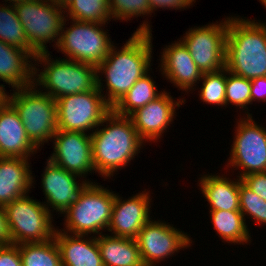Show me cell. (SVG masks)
Masks as SVG:
<instances>
[{"label":"cell","mask_w":266,"mask_h":266,"mask_svg":"<svg viewBox=\"0 0 266 266\" xmlns=\"http://www.w3.org/2000/svg\"><path fill=\"white\" fill-rule=\"evenodd\" d=\"M147 21L131 35L121 50L112 45L105 60L96 67L97 77L105 75V101L113 107L145 74L152 69V33ZM99 73V74H98Z\"/></svg>","instance_id":"obj_1"},{"label":"cell","mask_w":266,"mask_h":266,"mask_svg":"<svg viewBox=\"0 0 266 266\" xmlns=\"http://www.w3.org/2000/svg\"><path fill=\"white\" fill-rule=\"evenodd\" d=\"M106 123V126L105 124ZM91 134L92 160L95 173L113 177L119 169L128 165L140 153L144 141L138 135L130 117L116 114L111 110Z\"/></svg>","instance_id":"obj_2"},{"label":"cell","mask_w":266,"mask_h":266,"mask_svg":"<svg viewBox=\"0 0 266 266\" xmlns=\"http://www.w3.org/2000/svg\"><path fill=\"white\" fill-rule=\"evenodd\" d=\"M228 17L225 68L238 76H266V23Z\"/></svg>","instance_id":"obj_3"},{"label":"cell","mask_w":266,"mask_h":266,"mask_svg":"<svg viewBox=\"0 0 266 266\" xmlns=\"http://www.w3.org/2000/svg\"><path fill=\"white\" fill-rule=\"evenodd\" d=\"M34 61L44 64L42 72L34 67V85L36 88L42 86L45 89L43 93L54 100L66 95L90 92L97 86L96 66L92 64L69 60L67 56L66 59L52 60L49 52L38 53Z\"/></svg>","instance_id":"obj_4"},{"label":"cell","mask_w":266,"mask_h":266,"mask_svg":"<svg viewBox=\"0 0 266 266\" xmlns=\"http://www.w3.org/2000/svg\"><path fill=\"white\" fill-rule=\"evenodd\" d=\"M114 200L113 191L90 180L78 198L63 213L66 226L61 231L72 235H100L103 230L108 229Z\"/></svg>","instance_id":"obj_5"},{"label":"cell","mask_w":266,"mask_h":266,"mask_svg":"<svg viewBox=\"0 0 266 266\" xmlns=\"http://www.w3.org/2000/svg\"><path fill=\"white\" fill-rule=\"evenodd\" d=\"M13 91L7 101L18 112L30 141L40 149L57 132L56 100L36 90L35 85Z\"/></svg>","instance_id":"obj_6"},{"label":"cell","mask_w":266,"mask_h":266,"mask_svg":"<svg viewBox=\"0 0 266 266\" xmlns=\"http://www.w3.org/2000/svg\"><path fill=\"white\" fill-rule=\"evenodd\" d=\"M27 195L4 206L12 244L45 242L55 235L51 210Z\"/></svg>","instance_id":"obj_7"},{"label":"cell","mask_w":266,"mask_h":266,"mask_svg":"<svg viewBox=\"0 0 266 266\" xmlns=\"http://www.w3.org/2000/svg\"><path fill=\"white\" fill-rule=\"evenodd\" d=\"M101 80L97 77V86L90 92L66 95L56 100L57 129L86 133L100 126L112 110L102 94Z\"/></svg>","instance_id":"obj_8"},{"label":"cell","mask_w":266,"mask_h":266,"mask_svg":"<svg viewBox=\"0 0 266 266\" xmlns=\"http://www.w3.org/2000/svg\"><path fill=\"white\" fill-rule=\"evenodd\" d=\"M66 21L68 18L63 21L60 40L56 47L63 52L62 54L67 55L69 60L97 67L105 60L114 44L111 43L108 32L102 29L106 23H89L71 19L72 25L66 28L64 27Z\"/></svg>","instance_id":"obj_9"},{"label":"cell","mask_w":266,"mask_h":266,"mask_svg":"<svg viewBox=\"0 0 266 266\" xmlns=\"http://www.w3.org/2000/svg\"><path fill=\"white\" fill-rule=\"evenodd\" d=\"M13 5L27 40L37 53L48 52L46 44L49 41H54L55 47L58 45L65 19L63 7L51 0L23 1Z\"/></svg>","instance_id":"obj_10"},{"label":"cell","mask_w":266,"mask_h":266,"mask_svg":"<svg viewBox=\"0 0 266 266\" xmlns=\"http://www.w3.org/2000/svg\"><path fill=\"white\" fill-rule=\"evenodd\" d=\"M248 111L245 112L247 118L237 121L227 163L228 168L243 169L240 176H237L240 179L251 173L266 172V128L257 125Z\"/></svg>","instance_id":"obj_11"},{"label":"cell","mask_w":266,"mask_h":266,"mask_svg":"<svg viewBox=\"0 0 266 266\" xmlns=\"http://www.w3.org/2000/svg\"><path fill=\"white\" fill-rule=\"evenodd\" d=\"M227 29L228 18L219 24L190 28L180 39L202 73L225 68Z\"/></svg>","instance_id":"obj_12"},{"label":"cell","mask_w":266,"mask_h":266,"mask_svg":"<svg viewBox=\"0 0 266 266\" xmlns=\"http://www.w3.org/2000/svg\"><path fill=\"white\" fill-rule=\"evenodd\" d=\"M142 262L154 266L159 261L173 256L182 248H189L192 241L184 232L165 221L149 220L135 238Z\"/></svg>","instance_id":"obj_13"},{"label":"cell","mask_w":266,"mask_h":266,"mask_svg":"<svg viewBox=\"0 0 266 266\" xmlns=\"http://www.w3.org/2000/svg\"><path fill=\"white\" fill-rule=\"evenodd\" d=\"M52 140L54 152L50 161L83 178L90 171L94 173L91 134L57 129Z\"/></svg>","instance_id":"obj_14"},{"label":"cell","mask_w":266,"mask_h":266,"mask_svg":"<svg viewBox=\"0 0 266 266\" xmlns=\"http://www.w3.org/2000/svg\"><path fill=\"white\" fill-rule=\"evenodd\" d=\"M130 198V199H129ZM123 200L115 194L111 220L108 226L112 236L135 239L150 218L151 200L149 191H142Z\"/></svg>","instance_id":"obj_15"},{"label":"cell","mask_w":266,"mask_h":266,"mask_svg":"<svg viewBox=\"0 0 266 266\" xmlns=\"http://www.w3.org/2000/svg\"><path fill=\"white\" fill-rule=\"evenodd\" d=\"M184 102L185 99L175 101L168 92L163 91L155 100L137 109L129 117L143 141L157 142L172 123L176 106L180 107Z\"/></svg>","instance_id":"obj_16"},{"label":"cell","mask_w":266,"mask_h":266,"mask_svg":"<svg viewBox=\"0 0 266 266\" xmlns=\"http://www.w3.org/2000/svg\"><path fill=\"white\" fill-rule=\"evenodd\" d=\"M43 172L41 186L46 198V202L43 204L48 210L53 208L52 212L56 210L60 214H63L73 204L89 183L85 179L82 183H78L79 181L76 179L80 176L66 171L49 159H47V166ZM49 206L51 207L49 208Z\"/></svg>","instance_id":"obj_17"},{"label":"cell","mask_w":266,"mask_h":266,"mask_svg":"<svg viewBox=\"0 0 266 266\" xmlns=\"http://www.w3.org/2000/svg\"><path fill=\"white\" fill-rule=\"evenodd\" d=\"M160 61L161 74L178 89L180 88L179 90L186 92L194 90L193 87L196 83H199L202 77L203 73L197 67L190 52L181 40L166 45Z\"/></svg>","instance_id":"obj_18"},{"label":"cell","mask_w":266,"mask_h":266,"mask_svg":"<svg viewBox=\"0 0 266 266\" xmlns=\"http://www.w3.org/2000/svg\"><path fill=\"white\" fill-rule=\"evenodd\" d=\"M36 152L18 112L6 100L0 106V157L30 159Z\"/></svg>","instance_id":"obj_19"},{"label":"cell","mask_w":266,"mask_h":266,"mask_svg":"<svg viewBox=\"0 0 266 266\" xmlns=\"http://www.w3.org/2000/svg\"><path fill=\"white\" fill-rule=\"evenodd\" d=\"M88 235H70L58 230L54 239L60 252L62 266H104L97 237L94 235L88 239Z\"/></svg>","instance_id":"obj_20"},{"label":"cell","mask_w":266,"mask_h":266,"mask_svg":"<svg viewBox=\"0 0 266 266\" xmlns=\"http://www.w3.org/2000/svg\"><path fill=\"white\" fill-rule=\"evenodd\" d=\"M30 60L34 57L28 51L0 40V80L13 89L34 85V67L37 63L33 64Z\"/></svg>","instance_id":"obj_21"},{"label":"cell","mask_w":266,"mask_h":266,"mask_svg":"<svg viewBox=\"0 0 266 266\" xmlns=\"http://www.w3.org/2000/svg\"><path fill=\"white\" fill-rule=\"evenodd\" d=\"M30 159L0 157V206L22 197L33 186Z\"/></svg>","instance_id":"obj_22"},{"label":"cell","mask_w":266,"mask_h":266,"mask_svg":"<svg viewBox=\"0 0 266 266\" xmlns=\"http://www.w3.org/2000/svg\"><path fill=\"white\" fill-rule=\"evenodd\" d=\"M202 194L210 204V211H240V178L237 181L220 175H205L199 180Z\"/></svg>","instance_id":"obj_23"},{"label":"cell","mask_w":266,"mask_h":266,"mask_svg":"<svg viewBox=\"0 0 266 266\" xmlns=\"http://www.w3.org/2000/svg\"><path fill=\"white\" fill-rule=\"evenodd\" d=\"M97 244L104 266H145L133 238L100 234Z\"/></svg>","instance_id":"obj_24"},{"label":"cell","mask_w":266,"mask_h":266,"mask_svg":"<svg viewBox=\"0 0 266 266\" xmlns=\"http://www.w3.org/2000/svg\"><path fill=\"white\" fill-rule=\"evenodd\" d=\"M215 231L227 243L240 244L251 242L243 214L240 211H210Z\"/></svg>","instance_id":"obj_25"},{"label":"cell","mask_w":266,"mask_h":266,"mask_svg":"<svg viewBox=\"0 0 266 266\" xmlns=\"http://www.w3.org/2000/svg\"><path fill=\"white\" fill-rule=\"evenodd\" d=\"M162 94L158 93L150 73L138 79L130 90L112 107V110L122 116H130L137 109L144 107Z\"/></svg>","instance_id":"obj_26"},{"label":"cell","mask_w":266,"mask_h":266,"mask_svg":"<svg viewBox=\"0 0 266 266\" xmlns=\"http://www.w3.org/2000/svg\"><path fill=\"white\" fill-rule=\"evenodd\" d=\"M3 5L0 6V40L8 45L25 49L35 58L38 53L30 46L14 5Z\"/></svg>","instance_id":"obj_27"},{"label":"cell","mask_w":266,"mask_h":266,"mask_svg":"<svg viewBox=\"0 0 266 266\" xmlns=\"http://www.w3.org/2000/svg\"><path fill=\"white\" fill-rule=\"evenodd\" d=\"M22 266H62L55 239L19 244Z\"/></svg>","instance_id":"obj_28"},{"label":"cell","mask_w":266,"mask_h":266,"mask_svg":"<svg viewBox=\"0 0 266 266\" xmlns=\"http://www.w3.org/2000/svg\"><path fill=\"white\" fill-rule=\"evenodd\" d=\"M65 17L89 23H108L111 20L109 0H71L64 8Z\"/></svg>","instance_id":"obj_29"},{"label":"cell","mask_w":266,"mask_h":266,"mask_svg":"<svg viewBox=\"0 0 266 266\" xmlns=\"http://www.w3.org/2000/svg\"><path fill=\"white\" fill-rule=\"evenodd\" d=\"M227 69L217 72L203 73L200 81V99L206 104L225 106Z\"/></svg>","instance_id":"obj_30"},{"label":"cell","mask_w":266,"mask_h":266,"mask_svg":"<svg viewBox=\"0 0 266 266\" xmlns=\"http://www.w3.org/2000/svg\"><path fill=\"white\" fill-rule=\"evenodd\" d=\"M229 103L239 109H248L247 106L251 104V80L227 70L225 108Z\"/></svg>","instance_id":"obj_31"},{"label":"cell","mask_w":266,"mask_h":266,"mask_svg":"<svg viewBox=\"0 0 266 266\" xmlns=\"http://www.w3.org/2000/svg\"><path fill=\"white\" fill-rule=\"evenodd\" d=\"M240 212L245 217L250 215L253 221L266 225V201L250 190L240 179L239 188Z\"/></svg>","instance_id":"obj_32"},{"label":"cell","mask_w":266,"mask_h":266,"mask_svg":"<svg viewBox=\"0 0 266 266\" xmlns=\"http://www.w3.org/2000/svg\"><path fill=\"white\" fill-rule=\"evenodd\" d=\"M109 12L112 19L127 21L150 14V4L148 0H109Z\"/></svg>","instance_id":"obj_33"},{"label":"cell","mask_w":266,"mask_h":266,"mask_svg":"<svg viewBox=\"0 0 266 266\" xmlns=\"http://www.w3.org/2000/svg\"><path fill=\"white\" fill-rule=\"evenodd\" d=\"M242 182L266 201V172L251 173L241 178Z\"/></svg>","instance_id":"obj_34"},{"label":"cell","mask_w":266,"mask_h":266,"mask_svg":"<svg viewBox=\"0 0 266 266\" xmlns=\"http://www.w3.org/2000/svg\"><path fill=\"white\" fill-rule=\"evenodd\" d=\"M0 266H22L19 245L0 246Z\"/></svg>","instance_id":"obj_35"},{"label":"cell","mask_w":266,"mask_h":266,"mask_svg":"<svg viewBox=\"0 0 266 266\" xmlns=\"http://www.w3.org/2000/svg\"><path fill=\"white\" fill-rule=\"evenodd\" d=\"M150 4V15L154 12L153 10H157V8H163L164 9H182L192 6L193 2H196V0H148Z\"/></svg>","instance_id":"obj_36"},{"label":"cell","mask_w":266,"mask_h":266,"mask_svg":"<svg viewBox=\"0 0 266 266\" xmlns=\"http://www.w3.org/2000/svg\"><path fill=\"white\" fill-rule=\"evenodd\" d=\"M256 100L266 101V76L251 79V104Z\"/></svg>","instance_id":"obj_37"},{"label":"cell","mask_w":266,"mask_h":266,"mask_svg":"<svg viewBox=\"0 0 266 266\" xmlns=\"http://www.w3.org/2000/svg\"><path fill=\"white\" fill-rule=\"evenodd\" d=\"M12 244L7 225L6 213L3 206H0V246Z\"/></svg>","instance_id":"obj_38"},{"label":"cell","mask_w":266,"mask_h":266,"mask_svg":"<svg viewBox=\"0 0 266 266\" xmlns=\"http://www.w3.org/2000/svg\"><path fill=\"white\" fill-rule=\"evenodd\" d=\"M5 85L0 84V106L7 100V92H5Z\"/></svg>","instance_id":"obj_39"},{"label":"cell","mask_w":266,"mask_h":266,"mask_svg":"<svg viewBox=\"0 0 266 266\" xmlns=\"http://www.w3.org/2000/svg\"><path fill=\"white\" fill-rule=\"evenodd\" d=\"M55 5L65 8L71 0H51Z\"/></svg>","instance_id":"obj_40"},{"label":"cell","mask_w":266,"mask_h":266,"mask_svg":"<svg viewBox=\"0 0 266 266\" xmlns=\"http://www.w3.org/2000/svg\"><path fill=\"white\" fill-rule=\"evenodd\" d=\"M6 2L10 1L9 3L10 4H15V3H18V2H23V1H31V0H5ZM12 2V3H11Z\"/></svg>","instance_id":"obj_41"},{"label":"cell","mask_w":266,"mask_h":266,"mask_svg":"<svg viewBox=\"0 0 266 266\" xmlns=\"http://www.w3.org/2000/svg\"><path fill=\"white\" fill-rule=\"evenodd\" d=\"M261 2L262 5H264V7L266 8V0H259Z\"/></svg>","instance_id":"obj_42"}]
</instances>
